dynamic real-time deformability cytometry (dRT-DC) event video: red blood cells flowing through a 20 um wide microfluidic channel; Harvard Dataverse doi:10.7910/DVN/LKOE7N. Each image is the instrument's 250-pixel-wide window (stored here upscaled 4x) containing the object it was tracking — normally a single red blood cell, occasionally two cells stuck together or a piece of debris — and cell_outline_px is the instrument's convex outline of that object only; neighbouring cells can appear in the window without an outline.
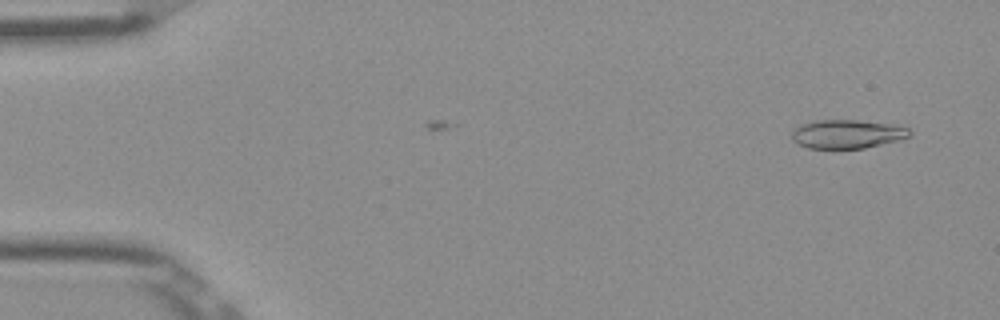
{"species": "Egyptian fruit bat (a non-hibernating species)", "species_latin": "Rousettus aegyptiacus", "temperature_condition": "room temperature", "stored_images_in_passage": 4, "camera_frame_rate_fps": 3000, "um_per_image_px": 0.085, "frame": {"image": 1, "passage_image": 2, "time_ms": 0.333, "image_size_px": [1000, 320], "cell_outline_px": [[912, 132], [908, 136], [900, 140], [864, 148], [808, 148], [792, 140], [792, 132], [800, 124], [812, 120], [856, 120], [884, 124], [908, 128]], "centroid_in_image_um": [71.96, 11.39], "position_along_channel_um": 13.0, "area_um2": 19.42}}